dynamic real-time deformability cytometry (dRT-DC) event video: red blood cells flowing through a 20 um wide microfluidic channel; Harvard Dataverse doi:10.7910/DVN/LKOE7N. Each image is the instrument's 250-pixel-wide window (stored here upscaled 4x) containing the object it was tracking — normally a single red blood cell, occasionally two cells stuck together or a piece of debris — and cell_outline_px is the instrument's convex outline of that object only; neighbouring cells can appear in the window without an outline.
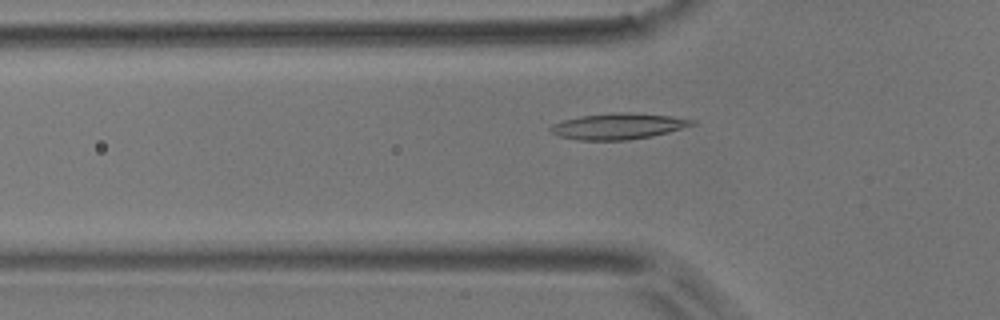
{"species": "common noctule bat (a hibernating species)", "species_latin": "Nyctalus noctula", "temperature_condition": "room temperature", "stored_images_in_passage": 39, "camera_frame_rate_fps": 3000, "um_per_image_px": 0.085, "animal": {"sex": "male", "body_mass_g": 17.9}, "frame": {"image": 1, "passage_image": 2, "time_ms": 0.333, "image_size_px": [1000, 320], "cell_outline_px": [[696, 124], [668, 132], [652, 136], [628, 140], [576, 140], [560, 136], [552, 132], [548, 128], [552, 124], [564, 120], [580, 116], [620, 112], [628, 112], [672, 116], [696, 120]], "centroid_in_image_um": [52.56, 10.73], "position_along_channel_um": 73.2, "area_um2": 21.39}}
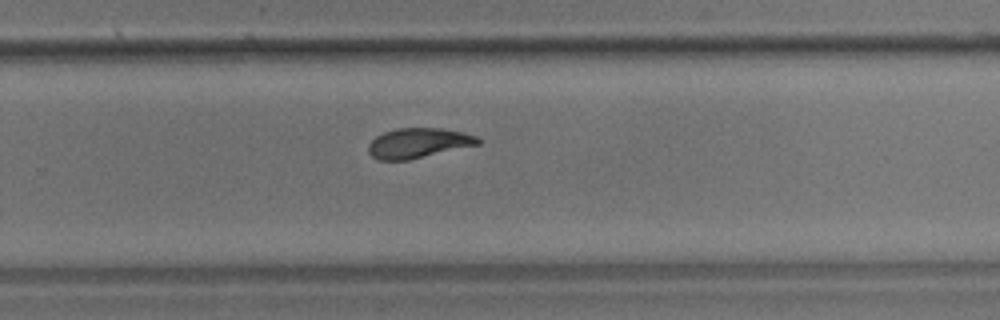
{"frame": {"image": 2, "passage_image": 20, "time_ms": 6.333, "image_size_px": [1000, 320], "cell_outline_px": [[484, 140], [480, 144], [408, 160], [376, 160], [368, 152], [368, 144], [376, 136], [384, 132], [396, 128], [440, 128], [464, 132], [476, 136]], "centroid_in_image_um": [35.57, 12.16], "position_along_channel_um": 294.2, "area_um2": 19.25}}
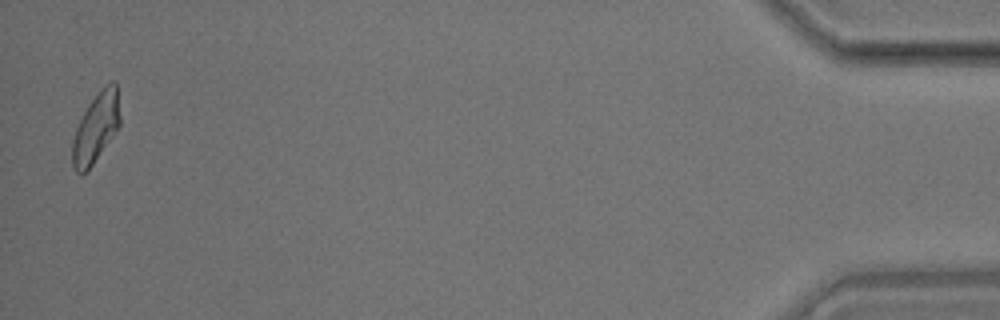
{"frame": {"image": 3, "passage_image": 38, "time_ms": 12.333, "image_size_px": [1000, 320], "cell_outline_px": [[120, 124], [112, 136], [92, 164], [84, 172], [76, 172], [72, 168], [72, 140], [76, 128], [88, 104], [100, 88], [104, 84], [112, 80], [116, 80], [120, 116]], "centroid_in_image_um": [8.15, 10.79], "position_along_channel_um": 427.0, "area_um2": 19.13}, "authors_computed_cell_mechanics": {"area_um2": 19.5942, "velocity_mm_per_s": 3.6804, "shape_relaxation_time_tau1_ms": 5.3075, "shape_relaxation_time_tau2_ms": 2.0406, "deformation_change_tau1": 0.1622, "deformation_change_tau2": 0.0829}}